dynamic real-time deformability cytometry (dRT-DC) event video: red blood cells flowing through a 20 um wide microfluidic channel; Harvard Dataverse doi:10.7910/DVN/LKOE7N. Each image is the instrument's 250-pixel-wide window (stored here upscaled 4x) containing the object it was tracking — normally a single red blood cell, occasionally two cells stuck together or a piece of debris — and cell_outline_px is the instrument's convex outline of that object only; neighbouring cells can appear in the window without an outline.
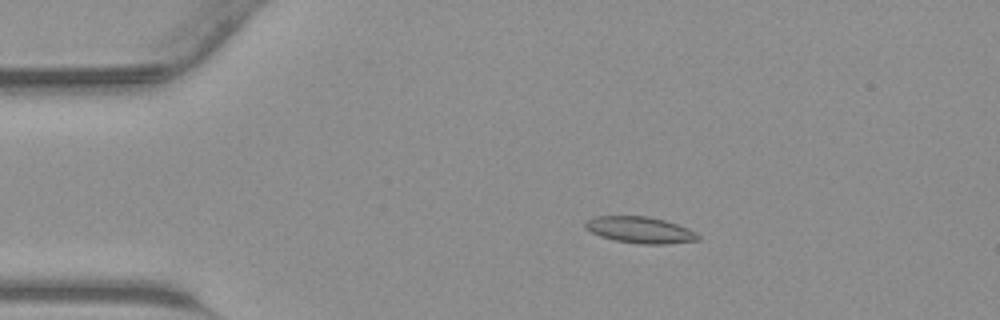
{"species": "common noctule bat (a hibernating species)", "species_latin": "Nyctalus noctula", "temperature_condition": "warm", "stored_images_in_passage": 44, "camera_frame_rate_fps": 3000, "um_per_image_px": 0.085, "animal": {"sex": "male", "body_mass_g": 23.1, "forearm_length_mm": 52.7}, "frame": {"image": 1, "passage_image": 9, "time_ms": 2.667, "image_size_px": [1000, 320], "cell_outline_px": [[700, 240], [664, 244], [640, 244], [616, 240], [600, 236], [584, 228], [584, 224], [588, 220], [596, 216], [648, 216], [664, 220], [688, 228], [696, 232], [700, 236]], "centroid_in_image_um": [54.42, 19.54], "position_along_channel_um": 30.6, "area_um2": 17.28}}
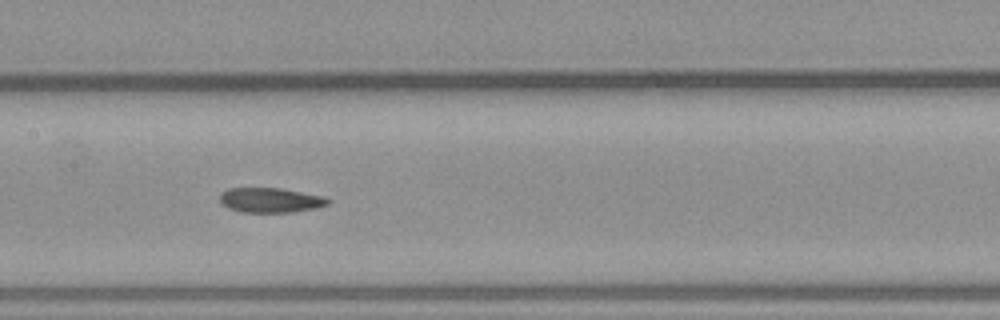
{"frame": {"image": 2, "passage_image": 22, "time_ms": 7.0, "image_size_px": [1000, 320], "cell_outline_px": [[332, 200], [328, 204], [316, 208], [292, 212], [244, 212], [228, 208], [220, 204], [220, 192], [228, 188], [280, 188], [324, 196]], "centroid_in_image_um": [22.98, 17.01], "position_along_channel_um": 184.4, "area_um2": 15.72}}
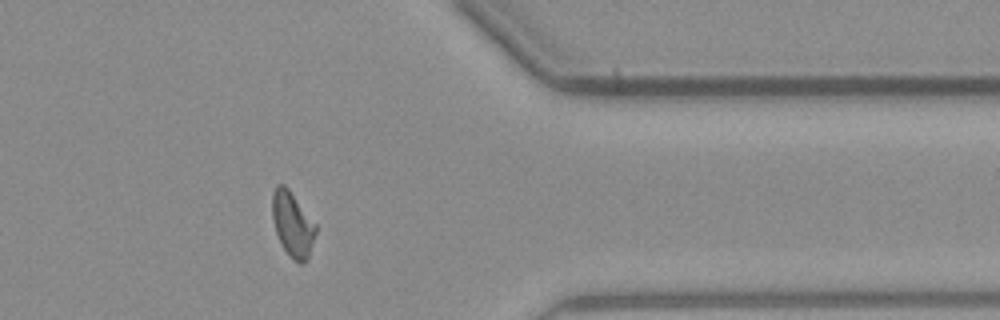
{"frame": {"image": 3, "passage_image": 36, "time_ms": 11.667, "image_size_px": [1000, 320], "cell_outline_px": [[316, 232], [308, 256], [304, 264], [300, 264], [292, 260], [288, 256], [280, 244], [272, 220], [272, 192], [276, 184], [284, 184], [288, 188], [316, 224]], "centroid_in_image_um": [24.84, 19.08], "position_along_channel_um": 386.6, "area_um2": 16.59}}